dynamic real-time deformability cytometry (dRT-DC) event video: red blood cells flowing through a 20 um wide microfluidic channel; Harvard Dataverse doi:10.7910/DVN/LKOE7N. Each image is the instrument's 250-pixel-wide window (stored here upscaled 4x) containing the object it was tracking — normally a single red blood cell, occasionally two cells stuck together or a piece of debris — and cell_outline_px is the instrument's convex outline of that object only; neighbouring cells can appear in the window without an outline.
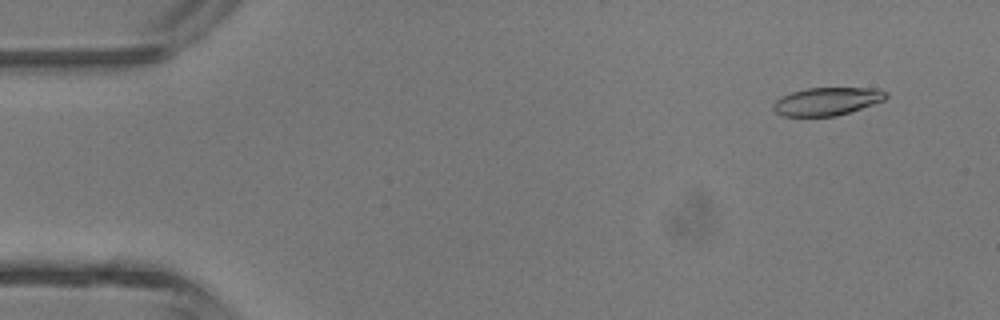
{"species": "common noctule bat (a hibernating species)", "species_latin": "Nyctalus noctula", "temperature_condition": "room temperature", "stored_images_in_passage": 46, "camera_frame_rate_fps": 3000, "um_per_image_px": 0.085, "animal": {"sex": "male", "body_mass_g": 13.3}, "frame": {"image": 1, "passage_image": 4, "time_ms": 1.0, "image_size_px": [1000, 320], "cell_outline_px": [[888, 96], [884, 100], [836, 116], [784, 116], [776, 112], [772, 108], [772, 104], [776, 100], [792, 92], [808, 88], [876, 88], [888, 92]], "centroid_in_image_um": [70.3, 8.61], "position_along_channel_um": 14.7, "area_um2": 18.15}}
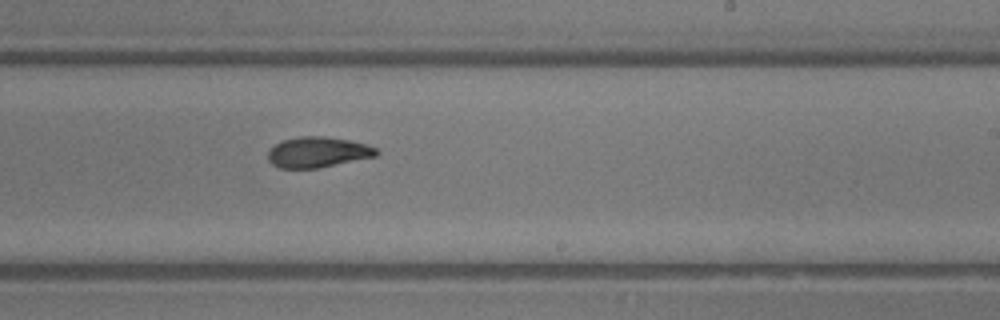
{"frame": {"image": 2, "passage_image": 28, "time_ms": 9.0, "image_size_px": [1000, 320], "cell_outline_px": [[380, 152], [376, 156], [316, 168], [280, 168], [272, 164], [268, 160], [268, 152], [276, 144], [284, 140], [296, 136], [324, 136], [348, 140], [368, 144], [376, 148]], "centroid_in_image_um": [27.02, 12.93], "position_along_channel_um": 262.0, "area_um2": 19.19}}
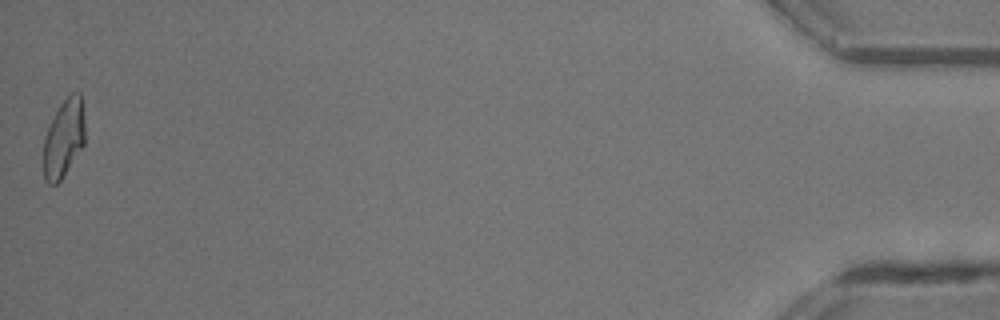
{"frame": {"image": 3, "passage_image": 46, "time_ms": 15.0, "image_size_px": [1000, 320], "cell_outline_px": [[84, 144], [60, 180], [56, 184], [48, 184], [44, 180], [44, 136], [60, 104], [72, 92], [80, 92], [84, 116]], "centroid_in_image_um": [5.42, 11.75], "position_along_channel_um": 429.8, "area_um2": 18.55}, "authors_computed_cell_mechanics": {"area_um2": 19.4786, "velocity_mm_per_s": 4.4966, "shape_relaxation_time_tau1_ms": null, "shape_relaxation_time_tau2_ms": 2.6694, "deformation_change_tau1": null, "deformation_change_tau2": 0.094}}